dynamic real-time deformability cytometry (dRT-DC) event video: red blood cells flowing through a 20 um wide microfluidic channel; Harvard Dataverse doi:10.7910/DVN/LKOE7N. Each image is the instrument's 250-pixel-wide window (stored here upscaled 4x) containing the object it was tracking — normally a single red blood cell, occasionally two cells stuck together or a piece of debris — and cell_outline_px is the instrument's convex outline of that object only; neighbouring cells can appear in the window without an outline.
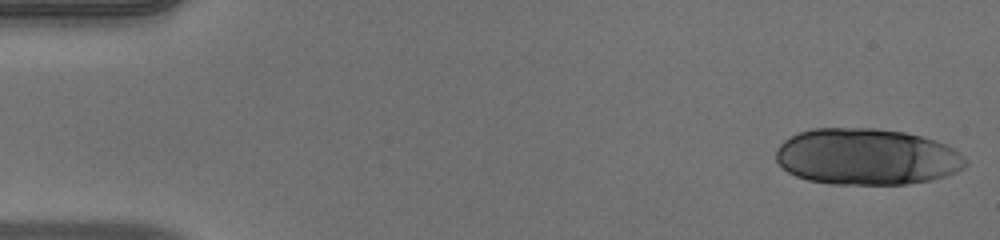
{"species": "human", "species_latin": "Homo sapiens", "temperature_condition": "warm", "stored_images_in_passage": 47, "camera_frame_rate_fps": 3000, "um_per_image_px": 0.085, "donor": {"sex": "male"}, "frame": {"image": 1, "passage_image": 1, "time_ms": 0.0, "image_size_px": [1000, 240], "cell_outline_px": [[968, 164], [956, 172], [932, 180], [908, 184], [832, 184], [808, 180], [796, 176], [788, 172], [776, 160], [776, 148], [784, 140], [800, 132], [812, 128], [876, 128], [904, 132], [936, 140], [952, 148], [964, 156], [968, 160]], "centroid_in_image_um": [73.67, 13.32], "position_along_channel_um": 11.3, "area_um2": 62.48}}
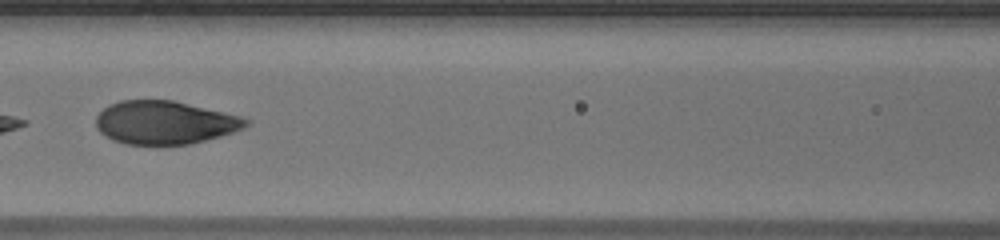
{"frame": {"image": 2, "passage_image": 23, "time_ms": 7.333, "image_size_px": [1000, 240], "cell_outline_px": [[252, 120], [244, 128], [220, 136], [188, 144], [124, 144], [112, 140], [100, 132], [96, 128], [96, 116], [108, 104], [120, 100], [172, 100], [240, 116]], "centroid_in_image_um": [13.97, 10.41], "position_along_channel_um": 152.6, "area_um2": 37.63}}
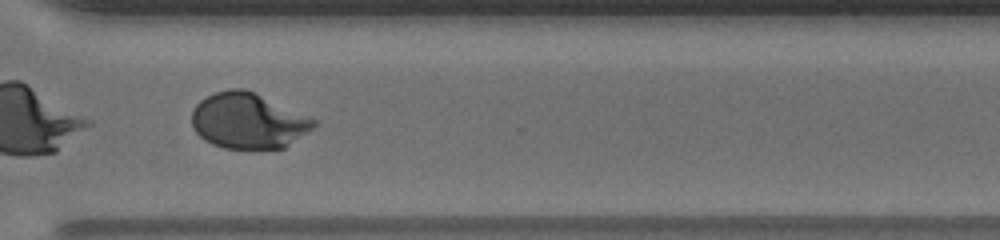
{"frame": {"image": 3, "passage_image": 38, "time_ms": 12.333, "image_size_px": [1000, 240], "cell_outline_px": [[316, 124], [312, 128], [284, 148], [224, 148], [212, 144], [204, 140], [192, 128], [192, 108], [200, 100], [216, 92], [228, 88], [244, 88], [316, 120]], "centroid_in_image_um": [21.03, 10.27], "position_along_channel_um": 349.6, "area_um2": 39.02}, "authors_computed_cell_mechanics": {"area_um2": 40.171, "velocity_mm_per_s": 3.9416, "shape_relaxation_time_tau1_ms": 5.0746, "shape_relaxation_time_tau2_ms": null, "deformation_change_tau1": 0.2544, "deformation_change_tau2": null}}